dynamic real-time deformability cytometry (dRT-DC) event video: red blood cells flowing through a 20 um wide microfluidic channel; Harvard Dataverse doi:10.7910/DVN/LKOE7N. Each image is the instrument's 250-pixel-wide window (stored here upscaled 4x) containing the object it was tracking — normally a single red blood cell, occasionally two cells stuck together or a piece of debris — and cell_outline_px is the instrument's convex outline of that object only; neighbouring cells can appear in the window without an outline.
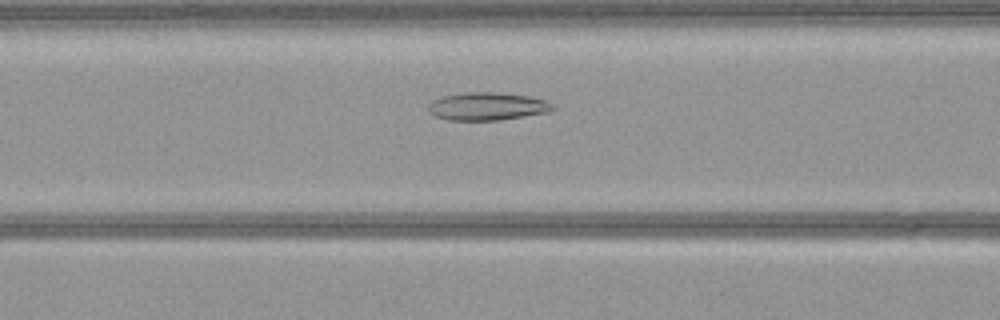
{"species": "common noctule bat (a hibernating species)", "species_latin": "Nyctalus noctula", "temperature_condition": "warm", "stored_images_in_passage": 52, "camera_frame_rate_fps": 3000, "um_per_image_px": 0.085, "animal": {"sex": "female", "body_mass_g": 21.9}, "frame": {"image": 1, "passage_image": 20, "time_ms": 6.333, "image_size_px": [1000, 320], "cell_outline_px": [[556, 108], [552, 112], [500, 120], [448, 120], [436, 116], [428, 112], [428, 104], [432, 100], [444, 96], [464, 92], [496, 92], [528, 96], [544, 100], [552, 104]], "centroid_in_image_um": [41.43, 9.04], "position_along_channel_um": 125.2, "area_um2": 20.35}}
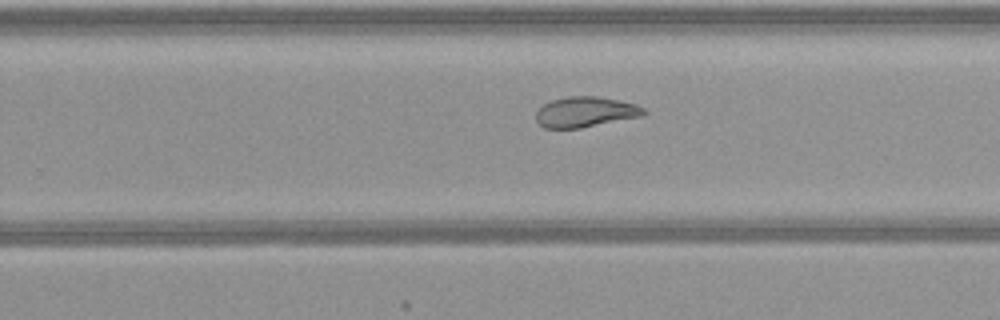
{"frame": {"image": 2, "passage_image": 32, "time_ms": 10.333, "image_size_px": [1000, 320], "cell_outline_px": [[648, 112], [644, 116], [580, 128], [544, 128], [536, 120], [536, 112], [544, 104], [552, 100], [568, 96], [596, 96], [636, 104], [644, 108]], "centroid_in_image_um": [49.78, 9.52], "position_along_channel_um": 280.0, "area_um2": 19.07}}
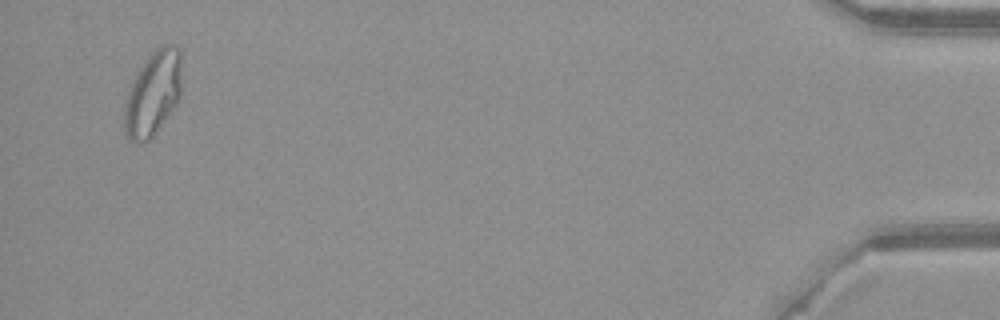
{"frame": {"image": 3, "passage_image": 50, "time_ms": 16.333, "image_size_px": [1000, 320], "cell_outline_px": [[180, 100], [152, 136], [144, 144], [136, 144], [128, 140], [124, 132], [124, 104], [128, 92], [144, 60], [160, 44], [176, 44], [180, 48]], "centroid_in_image_um": [12.99, 7.96], "position_along_channel_um": 422.2, "area_um2": 28.38}}